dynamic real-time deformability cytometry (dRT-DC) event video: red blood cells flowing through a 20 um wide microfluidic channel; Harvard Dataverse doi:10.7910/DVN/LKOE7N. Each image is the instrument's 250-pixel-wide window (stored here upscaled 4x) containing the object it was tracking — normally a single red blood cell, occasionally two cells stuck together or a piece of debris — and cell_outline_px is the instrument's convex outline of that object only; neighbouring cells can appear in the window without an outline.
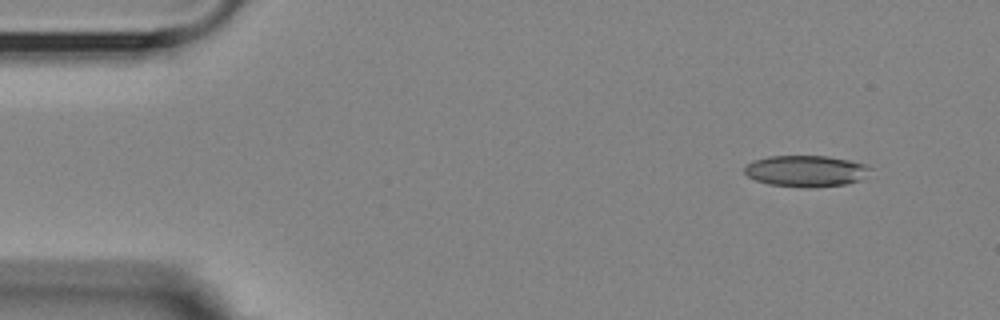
{"species": "Egyptian fruit bat (a non-hibernating species)", "species_latin": "Rousettus aegyptiacus", "temperature_condition": "room temperature", "stored_images_in_passage": 51, "camera_frame_rate_fps": 3000, "um_per_image_px": 0.085, "animal": {"sex": "female"}, "frame": {"image": 1, "passage_image": 1, "time_ms": 0.0, "image_size_px": [1000, 320], "cell_outline_px": [[872, 168], [860, 180], [848, 184], [816, 188], [808, 188], [768, 184], [756, 180], [748, 176], [744, 172], [744, 168], [752, 160], [768, 156], [828, 156], [868, 164]], "centroid_in_image_um": [68.52, 14.54], "position_along_channel_um": 16.5, "area_um2": 23.18}}
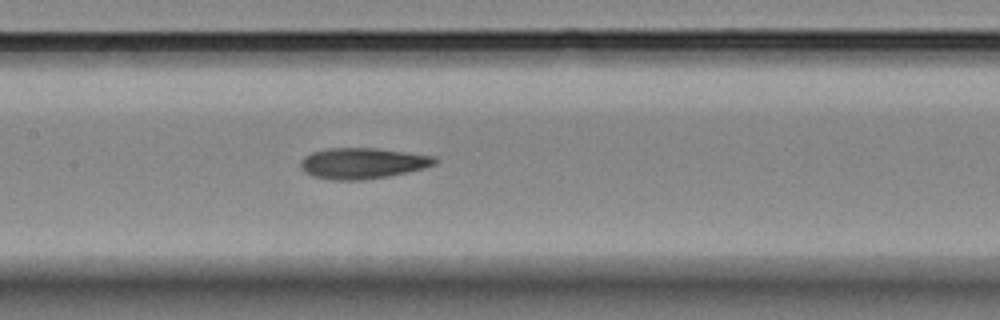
{"frame": {"image": 2, "passage_image": 22, "time_ms": 7.0, "image_size_px": [1000, 320], "cell_outline_px": [[436, 164], [424, 168], [388, 176], [360, 180], [332, 180], [312, 176], [304, 172], [300, 164], [304, 156], [312, 152], [328, 148], [376, 148], [436, 156]], "centroid_in_image_um": [30.81, 13.87], "position_along_channel_um": 176.6, "area_um2": 24.1}}
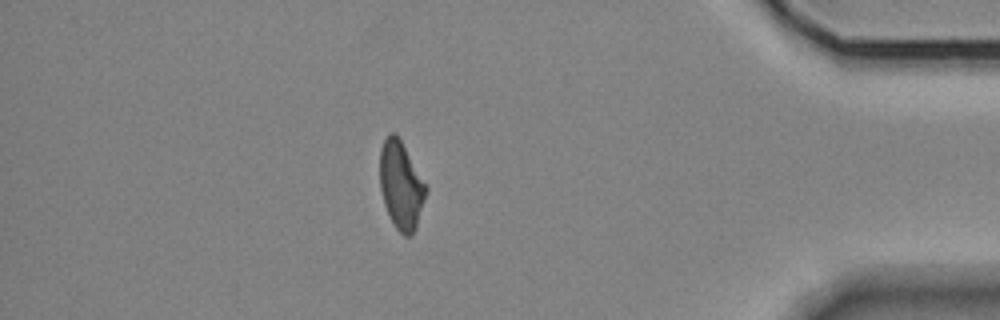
{"frame": {"image": 3, "passage_image": 44, "time_ms": 14.333, "image_size_px": [1000, 320], "cell_outline_px": [[428, 188], [416, 228], [412, 236], [404, 236], [396, 228], [388, 216], [384, 204], [380, 188], [380, 148], [384, 140], [392, 132], [396, 132]], "centroid_in_image_um": [34.08, 15.78], "position_along_channel_um": 401.1, "area_um2": 23.52}, "authors_computed_cell_mechanics": {"area_um2": 23.8136, "velocity_mm_per_s": 3.6055, "shape_relaxation_time_tau1_ms": null, "shape_relaxation_time_tau2_ms": 4.2669, "deformation_change_tau1": null, "deformation_change_tau2": 0.1211}}